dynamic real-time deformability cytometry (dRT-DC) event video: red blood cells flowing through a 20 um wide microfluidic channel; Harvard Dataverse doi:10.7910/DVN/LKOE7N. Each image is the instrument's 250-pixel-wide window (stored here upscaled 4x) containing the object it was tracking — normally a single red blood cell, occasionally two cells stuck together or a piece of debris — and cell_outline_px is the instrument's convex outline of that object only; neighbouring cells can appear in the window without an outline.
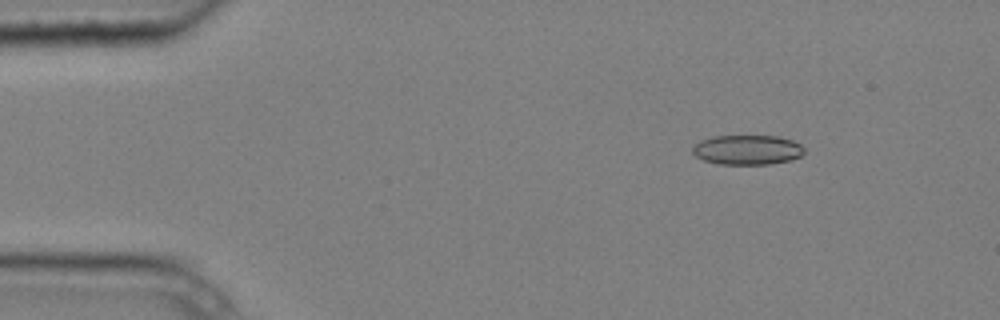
{"species": "common noctule bat (a hibernating species)", "species_latin": "Nyctalus noctula", "temperature_condition": "cold", "stored_images_in_passage": 4, "camera_frame_rate_fps": 3000, "um_per_image_px": 0.085, "animal": {"sex": "male", "body_mass_g": 20.4}, "frame": {"image": 1, "passage_image": 2, "time_ms": 0.333, "image_size_px": [1000, 320], "cell_outline_px": [[804, 152], [800, 156], [792, 160], [768, 164], [720, 164], [704, 160], [696, 156], [692, 152], [692, 148], [700, 140], [716, 136], [780, 136], [792, 140], [800, 144], [804, 148]], "centroid_in_image_um": [63.54, 12.73], "position_along_channel_um": 21.5, "area_um2": 19.31}}